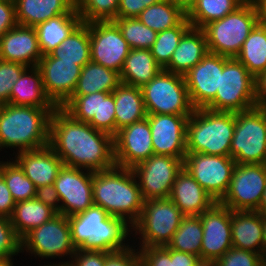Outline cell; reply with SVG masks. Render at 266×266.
<instances>
[{
	"label": "cell",
	"mask_w": 266,
	"mask_h": 266,
	"mask_svg": "<svg viewBox=\"0 0 266 266\" xmlns=\"http://www.w3.org/2000/svg\"><path fill=\"white\" fill-rule=\"evenodd\" d=\"M228 59L208 52L196 66L183 75L195 109L205 108L215 98L217 89H220V73Z\"/></svg>",
	"instance_id": "obj_18"
},
{
	"label": "cell",
	"mask_w": 266,
	"mask_h": 266,
	"mask_svg": "<svg viewBox=\"0 0 266 266\" xmlns=\"http://www.w3.org/2000/svg\"><path fill=\"white\" fill-rule=\"evenodd\" d=\"M257 211L261 213L262 215H266V188L262 195V199H261V202H260V205Z\"/></svg>",
	"instance_id": "obj_59"
},
{
	"label": "cell",
	"mask_w": 266,
	"mask_h": 266,
	"mask_svg": "<svg viewBox=\"0 0 266 266\" xmlns=\"http://www.w3.org/2000/svg\"><path fill=\"white\" fill-rule=\"evenodd\" d=\"M113 22L120 29L130 49H151L157 32L144 25L138 18H117Z\"/></svg>",
	"instance_id": "obj_41"
},
{
	"label": "cell",
	"mask_w": 266,
	"mask_h": 266,
	"mask_svg": "<svg viewBox=\"0 0 266 266\" xmlns=\"http://www.w3.org/2000/svg\"><path fill=\"white\" fill-rule=\"evenodd\" d=\"M16 202L12 198L7 184L0 174V215L10 217L13 213Z\"/></svg>",
	"instance_id": "obj_54"
},
{
	"label": "cell",
	"mask_w": 266,
	"mask_h": 266,
	"mask_svg": "<svg viewBox=\"0 0 266 266\" xmlns=\"http://www.w3.org/2000/svg\"><path fill=\"white\" fill-rule=\"evenodd\" d=\"M162 68L156 63L149 49H130L120 72L121 83L142 88Z\"/></svg>",
	"instance_id": "obj_30"
},
{
	"label": "cell",
	"mask_w": 266,
	"mask_h": 266,
	"mask_svg": "<svg viewBox=\"0 0 266 266\" xmlns=\"http://www.w3.org/2000/svg\"><path fill=\"white\" fill-rule=\"evenodd\" d=\"M119 0H75L82 23L117 19Z\"/></svg>",
	"instance_id": "obj_42"
},
{
	"label": "cell",
	"mask_w": 266,
	"mask_h": 266,
	"mask_svg": "<svg viewBox=\"0 0 266 266\" xmlns=\"http://www.w3.org/2000/svg\"><path fill=\"white\" fill-rule=\"evenodd\" d=\"M43 54L35 28L17 24L0 37V59L37 66Z\"/></svg>",
	"instance_id": "obj_22"
},
{
	"label": "cell",
	"mask_w": 266,
	"mask_h": 266,
	"mask_svg": "<svg viewBox=\"0 0 266 266\" xmlns=\"http://www.w3.org/2000/svg\"><path fill=\"white\" fill-rule=\"evenodd\" d=\"M255 104L256 107H266V70L255 77Z\"/></svg>",
	"instance_id": "obj_56"
},
{
	"label": "cell",
	"mask_w": 266,
	"mask_h": 266,
	"mask_svg": "<svg viewBox=\"0 0 266 266\" xmlns=\"http://www.w3.org/2000/svg\"><path fill=\"white\" fill-rule=\"evenodd\" d=\"M211 266H264V258L259 253L231 247Z\"/></svg>",
	"instance_id": "obj_47"
},
{
	"label": "cell",
	"mask_w": 266,
	"mask_h": 266,
	"mask_svg": "<svg viewBox=\"0 0 266 266\" xmlns=\"http://www.w3.org/2000/svg\"><path fill=\"white\" fill-rule=\"evenodd\" d=\"M112 93L115 102L116 134L121 128L146 118L141 88L121 83Z\"/></svg>",
	"instance_id": "obj_29"
},
{
	"label": "cell",
	"mask_w": 266,
	"mask_h": 266,
	"mask_svg": "<svg viewBox=\"0 0 266 266\" xmlns=\"http://www.w3.org/2000/svg\"><path fill=\"white\" fill-rule=\"evenodd\" d=\"M154 154L148 119L127 125L114 136L116 166L132 169Z\"/></svg>",
	"instance_id": "obj_19"
},
{
	"label": "cell",
	"mask_w": 266,
	"mask_h": 266,
	"mask_svg": "<svg viewBox=\"0 0 266 266\" xmlns=\"http://www.w3.org/2000/svg\"><path fill=\"white\" fill-rule=\"evenodd\" d=\"M22 254L35 259H62L67 265L76 248L73 245L68 217L57 213L49 221L33 228L22 239ZM65 258H69L67 261Z\"/></svg>",
	"instance_id": "obj_10"
},
{
	"label": "cell",
	"mask_w": 266,
	"mask_h": 266,
	"mask_svg": "<svg viewBox=\"0 0 266 266\" xmlns=\"http://www.w3.org/2000/svg\"><path fill=\"white\" fill-rule=\"evenodd\" d=\"M141 90L147 114L190 116L195 110L183 75L162 69Z\"/></svg>",
	"instance_id": "obj_8"
},
{
	"label": "cell",
	"mask_w": 266,
	"mask_h": 266,
	"mask_svg": "<svg viewBox=\"0 0 266 266\" xmlns=\"http://www.w3.org/2000/svg\"><path fill=\"white\" fill-rule=\"evenodd\" d=\"M189 117L171 114H147L154 154L173 156L184 160L187 153L186 126Z\"/></svg>",
	"instance_id": "obj_21"
},
{
	"label": "cell",
	"mask_w": 266,
	"mask_h": 266,
	"mask_svg": "<svg viewBox=\"0 0 266 266\" xmlns=\"http://www.w3.org/2000/svg\"><path fill=\"white\" fill-rule=\"evenodd\" d=\"M110 252L77 248L67 266H105Z\"/></svg>",
	"instance_id": "obj_49"
},
{
	"label": "cell",
	"mask_w": 266,
	"mask_h": 266,
	"mask_svg": "<svg viewBox=\"0 0 266 266\" xmlns=\"http://www.w3.org/2000/svg\"><path fill=\"white\" fill-rule=\"evenodd\" d=\"M13 156L36 187L54 184L64 165L49 145L40 149L21 151Z\"/></svg>",
	"instance_id": "obj_23"
},
{
	"label": "cell",
	"mask_w": 266,
	"mask_h": 266,
	"mask_svg": "<svg viewBox=\"0 0 266 266\" xmlns=\"http://www.w3.org/2000/svg\"><path fill=\"white\" fill-rule=\"evenodd\" d=\"M26 68L24 64L0 59V105L9 104L12 87Z\"/></svg>",
	"instance_id": "obj_46"
},
{
	"label": "cell",
	"mask_w": 266,
	"mask_h": 266,
	"mask_svg": "<svg viewBox=\"0 0 266 266\" xmlns=\"http://www.w3.org/2000/svg\"><path fill=\"white\" fill-rule=\"evenodd\" d=\"M255 7L259 23L266 25V0H256Z\"/></svg>",
	"instance_id": "obj_57"
},
{
	"label": "cell",
	"mask_w": 266,
	"mask_h": 266,
	"mask_svg": "<svg viewBox=\"0 0 266 266\" xmlns=\"http://www.w3.org/2000/svg\"><path fill=\"white\" fill-rule=\"evenodd\" d=\"M258 22L255 5H241L222 19L208 23L202 29L209 52L236 58L244 41Z\"/></svg>",
	"instance_id": "obj_7"
},
{
	"label": "cell",
	"mask_w": 266,
	"mask_h": 266,
	"mask_svg": "<svg viewBox=\"0 0 266 266\" xmlns=\"http://www.w3.org/2000/svg\"><path fill=\"white\" fill-rule=\"evenodd\" d=\"M0 266H15L14 263H5V264H0Z\"/></svg>",
	"instance_id": "obj_64"
},
{
	"label": "cell",
	"mask_w": 266,
	"mask_h": 266,
	"mask_svg": "<svg viewBox=\"0 0 266 266\" xmlns=\"http://www.w3.org/2000/svg\"><path fill=\"white\" fill-rule=\"evenodd\" d=\"M61 108L81 122L88 123L91 119H99L100 92L72 95Z\"/></svg>",
	"instance_id": "obj_43"
},
{
	"label": "cell",
	"mask_w": 266,
	"mask_h": 266,
	"mask_svg": "<svg viewBox=\"0 0 266 266\" xmlns=\"http://www.w3.org/2000/svg\"><path fill=\"white\" fill-rule=\"evenodd\" d=\"M183 161L173 156L153 154L134 166L131 170L143 200L169 198L174 181L183 169Z\"/></svg>",
	"instance_id": "obj_14"
},
{
	"label": "cell",
	"mask_w": 266,
	"mask_h": 266,
	"mask_svg": "<svg viewBox=\"0 0 266 266\" xmlns=\"http://www.w3.org/2000/svg\"><path fill=\"white\" fill-rule=\"evenodd\" d=\"M6 155L0 158V174L3 176L12 198L15 202L31 200L35 198L36 186L25 175L23 169L18 165L14 158L10 157V160Z\"/></svg>",
	"instance_id": "obj_39"
},
{
	"label": "cell",
	"mask_w": 266,
	"mask_h": 266,
	"mask_svg": "<svg viewBox=\"0 0 266 266\" xmlns=\"http://www.w3.org/2000/svg\"><path fill=\"white\" fill-rule=\"evenodd\" d=\"M266 188V164H236L220 203L232 211H257Z\"/></svg>",
	"instance_id": "obj_13"
},
{
	"label": "cell",
	"mask_w": 266,
	"mask_h": 266,
	"mask_svg": "<svg viewBox=\"0 0 266 266\" xmlns=\"http://www.w3.org/2000/svg\"><path fill=\"white\" fill-rule=\"evenodd\" d=\"M93 202L110 216L124 219L133 225L139 218L144 200L131 169L114 166L93 172Z\"/></svg>",
	"instance_id": "obj_4"
},
{
	"label": "cell",
	"mask_w": 266,
	"mask_h": 266,
	"mask_svg": "<svg viewBox=\"0 0 266 266\" xmlns=\"http://www.w3.org/2000/svg\"><path fill=\"white\" fill-rule=\"evenodd\" d=\"M58 261H56V263L55 262H48V263H45L44 265H43V263H42V265H36V266H67V265H65V264H63V263H61V262H58ZM50 263V264H49Z\"/></svg>",
	"instance_id": "obj_62"
},
{
	"label": "cell",
	"mask_w": 266,
	"mask_h": 266,
	"mask_svg": "<svg viewBox=\"0 0 266 266\" xmlns=\"http://www.w3.org/2000/svg\"><path fill=\"white\" fill-rule=\"evenodd\" d=\"M35 198L56 213H60V198L54 184L36 187Z\"/></svg>",
	"instance_id": "obj_53"
},
{
	"label": "cell",
	"mask_w": 266,
	"mask_h": 266,
	"mask_svg": "<svg viewBox=\"0 0 266 266\" xmlns=\"http://www.w3.org/2000/svg\"><path fill=\"white\" fill-rule=\"evenodd\" d=\"M105 266H143V263L138 249L132 244L127 249L110 252Z\"/></svg>",
	"instance_id": "obj_50"
},
{
	"label": "cell",
	"mask_w": 266,
	"mask_h": 266,
	"mask_svg": "<svg viewBox=\"0 0 266 266\" xmlns=\"http://www.w3.org/2000/svg\"><path fill=\"white\" fill-rule=\"evenodd\" d=\"M197 266H211V265L201 261Z\"/></svg>",
	"instance_id": "obj_63"
},
{
	"label": "cell",
	"mask_w": 266,
	"mask_h": 266,
	"mask_svg": "<svg viewBox=\"0 0 266 266\" xmlns=\"http://www.w3.org/2000/svg\"><path fill=\"white\" fill-rule=\"evenodd\" d=\"M190 27V22L185 18L178 26L157 33L156 40L150 51L156 63L162 69L170 63L180 39Z\"/></svg>",
	"instance_id": "obj_40"
},
{
	"label": "cell",
	"mask_w": 266,
	"mask_h": 266,
	"mask_svg": "<svg viewBox=\"0 0 266 266\" xmlns=\"http://www.w3.org/2000/svg\"><path fill=\"white\" fill-rule=\"evenodd\" d=\"M234 129V112L195 109L187 121L186 152L230 156Z\"/></svg>",
	"instance_id": "obj_5"
},
{
	"label": "cell",
	"mask_w": 266,
	"mask_h": 266,
	"mask_svg": "<svg viewBox=\"0 0 266 266\" xmlns=\"http://www.w3.org/2000/svg\"><path fill=\"white\" fill-rule=\"evenodd\" d=\"M120 84V73L90 61L82 67L72 95L112 93Z\"/></svg>",
	"instance_id": "obj_32"
},
{
	"label": "cell",
	"mask_w": 266,
	"mask_h": 266,
	"mask_svg": "<svg viewBox=\"0 0 266 266\" xmlns=\"http://www.w3.org/2000/svg\"><path fill=\"white\" fill-rule=\"evenodd\" d=\"M169 198L184 216H199L216 202L184 168L177 175Z\"/></svg>",
	"instance_id": "obj_24"
},
{
	"label": "cell",
	"mask_w": 266,
	"mask_h": 266,
	"mask_svg": "<svg viewBox=\"0 0 266 266\" xmlns=\"http://www.w3.org/2000/svg\"><path fill=\"white\" fill-rule=\"evenodd\" d=\"M22 253V240L16 234L10 217L0 215V264L13 263Z\"/></svg>",
	"instance_id": "obj_44"
},
{
	"label": "cell",
	"mask_w": 266,
	"mask_h": 266,
	"mask_svg": "<svg viewBox=\"0 0 266 266\" xmlns=\"http://www.w3.org/2000/svg\"><path fill=\"white\" fill-rule=\"evenodd\" d=\"M19 25L37 27L62 14H78L75 0H14Z\"/></svg>",
	"instance_id": "obj_25"
},
{
	"label": "cell",
	"mask_w": 266,
	"mask_h": 266,
	"mask_svg": "<svg viewBox=\"0 0 266 266\" xmlns=\"http://www.w3.org/2000/svg\"><path fill=\"white\" fill-rule=\"evenodd\" d=\"M162 0H119L117 18H137L150 5Z\"/></svg>",
	"instance_id": "obj_51"
},
{
	"label": "cell",
	"mask_w": 266,
	"mask_h": 266,
	"mask_svg": "<svg viewBox=\"0 0 266 266\" xmlns=\"http://www.w3.org/2000/svg\"><path fill=\"white\" fill-rule=\"evenodd\" d=\"M203 228L200 216H184L167 247L193 254L201 260Z\"/></svg>",
	"instance_id": "obj_38"
},
{
	"label": "cell",
	"mask_w": 266,
	"mask_h": 266,
	"mask_svg": "<svg viewBox=\"0 0 266 266\" xmlns=\"http://www.w3.org/2000/svg\"><path fill=\"white\" fill-rule=\"evenodd\" d=\"M137 247L143 266H172L171 249L162 247Z\"/></svg>",
	"instance_id": "obj_48"
},
{
	"label": "cell",
	"mask_w": 266,
	"mask_h": 266,
	"mask_svg": "<svg viewBox=\"0 0 266 266\" xmlns=\"http://www.w3.org/2000/svg\"><path fill=\"white\" fill-rule=\"evenodd\" d=\"M17 24L14 0H0V37Z\"/></svg>",
	"instance_id": "obj_52"
},
{
	"label": "cell",
	"mask_w": 266,
	"mask_h": 266,
	"mask_svg": "<svg viewBox=\"0 0 266 266\" xmlns=\"http://www.w3.org/2000/svg\"><path fill=\"white\" fill-rule=\"evenodd\" d=\"M9 104L43 109L57 108L45 94L42 75L37 66L27 67L14 83Z\"/></svg>",
	"instance_id": "obj_28"
},
{
	"label": "cell",
	"mask_w": 266,
	"mask_h": 266,
	"mask_svg": "<svg viewBox=\"0 0 266 266\" xmlns=\"http://www.w3.org/2000/svg\"><path fill=\"white\" fill-rule=\"evenodd\" d=\"M55 109L0 105V152L15 155L49 145L50 119ZM14 150H13V149Z\"/></svg>",
	"instance_id": "obj_3"
},
{
	"label": "cell",
	"mask_w": 266,
	"mask_h": 266,
	"mask_svg": "<svg viewBox=\"0 0 266 266\" xmlns=\"http://www.w3.org/2000/svg\"><path fill=\"white\" fill-rule=\"evenodd\" d=\"M62 61L84 66L91 61L89 23H81L63 42L50 53Z\"/></svg>",
	"instance_id": "obj_36"
},
{
	"label": "cell",
	"mask_w": 266,
	"mask_h": 266,
	"mask_svg": "<svg viewBox=\"0 0 266 266\" xmlns=\"http://www.w3.org/2000/svg\"><path fill=\"white\" fill-rule=\"evenodd\" d=\"M240 5H255L256 0H236Z\"/></svg>",
	"instance_id": "obj_61"
},
{
	"label": "cell",
	"mask_w": 266,
	"mask_h": 266,
	"mask_svg": "<svg viewBox=\"0 0 266 266\" xmlns=\"http://www.w3.org/2000/svg\"><path fill=\"white\" fill-rule=\"evenodd\" d=\"M183 217L182 212L170 198L144 201L140 216L132 225L131 237L133 239L131 241L133 240V245L146 247L167 246L179 228ZM134 239L136 240L134 241Z\"/></svg>",
	"instance_id": "obj_6"
},
{
	"label": "cell",
	"mask_w": 266,
	"mask_h": 266,
	"mask_svg": "<svg viewBox=\"0 0 266 266\" xmlns=\"http://www.w3.org/2000/svg\"><path fill=\"white\" fill-rule=\"evenodd\" d=\"M262 236H263V244H262V256L266 257V215H262Z\"/></svg>",
	"instance_id": "obj_58"
},
{
	"label": "cell",
	"mask_w": 266,
	"mask_h": 266,
	"mask_svg": "<svg viewBox=\"0 0 266 266\" xmlns=\"http://www.w3.org/2000/svg\"><path fill=\"white\" fill-rule=\"evenodd\" d=\"M199 216L203 228L201 261L212 265L233 247L231 209L215 202Z\"/></svg>",
	"instance_id": "obj_17"
},
{
	"label": "cell",
	"mask_w": 266,
	"mask_h": 266,
	"mask_svg": "<svg viewBox=\"0 0 266 266\" xmlns=\"http://www.w3.org/2000/svg\"><path fill=\"white\" fill-rule=\"evenodd\" d=\"M231 234L234 248L262 255V214L258 211H232Z\"/></svg>",
	"instance_id": "obj_27"
},
{
	"label": "cell",
	"mask_w": 266,
	"mask_h": 266,
	"mask_svg": "<svg viewBox=\"0 0 266 266\" xmlns=\"http://www.w3.org/2000/svg\"><path fill=\"white\" fill-rule=\"evenodd\" d=\"M42 75L45 94L56 107H61L73 94L82 66L44 55L37 65Z\"/></svg>",
	"instance_id": "obj_20"
},
{
	"label": "cell",
	"mask_w": 266,
	"mask_h": 266,
	"mask_svg": "<svg viewBox=\"0 0 266 266\" xmlns=\"http://www.w3.org/2000/svg\"><path fill=\"white\" fill-rule=\"evenodd\" d=\"M236 162L230 156H216L187 152L183 168L216 201L228 191Z\"/></svg>",
	"instance_id": "obj_12"
},
{
	"label": "cell",
	"mask_w": 266,
	"mask_h": 266,
	"mask_svg": "<svg viewBox=\"0 0 266 266\" xmlns=\"http://www.w3.org/2000/svg\"><path fill=\"white\" fill-rule=\"evenodd\" d=\"M236 59L254 77L266 70V25L259 22L256 24L244 41Z\"/></svg>",
	"instance_id": "obj_35"
},
{
	"label": "cell",
	"mask_w": 266,
	"mask_h": 266,
	"mask_svg": "<svg viewBox=\"0 0 266 266\" xmlns=\"http://www.w3.org/2000/svg\"><path fill=\"white\" fill-rule=\"evenodd\" d=\"M171 1L175 2L176 4L182 6L185 10H187L194 0H171Z\"/></svg>",
	"instance_id": "obj_60"
},
{
	"label": "cell",
	"mask_w": 266,
	"mask_h": 266,
	"mask_svg": "<svg viewBox=\"0 0 266 266\" xmlns=\"http://www.w3.org/2000/svg\"><path fill=\"white\" fill-rule=\"evenodd\" d=\"M137 18L158 33L178 26L186 18V10L171 0H162L146 7Z\"/></svg>",
	"instance_id": "obj_34"
},
{
	"label": "cell",
	"mask_w": 266,
	"mask_h": 266,
	"mask_svg": "<svg viewBox=\"0 0 266 266\" xmlns=\"http://www.w3.org/2000/svg\"><path fill=\"white\" fill-rule=\"evenodd\" d=\"M241 6L236 0H194L186 10L192 27L203 28L208 23L222 19Z\"/></svg>",
	"instance_id": "obj_37"
},
{
	"label": "cell",
	"mask_w": 266,
	"mask_h": 266,
	"mask_svg": "<svg viewBox=\"0 0 266 266\" xmlns=\"http://www.w3.org/2000/svg\"><path fill=\"white\" fill-rule=\"evenodd\" d=\"M254 107L255 77L239 60L229 58L220 73V89L205 109L237 113Z\"/></svg>",
	"instance_id": "obj_9"
},
{
	"label": "cell",
	"mask_w": 266,
	"mask_h": 266,
	"mask_svg": "<svg viewBox=\"0 0 266 266\" xmlns=\"http://www.w3.org/2000/svg\"><path fill=\"white\" fill-rule=\"evenodd\" d=\"M264 266H266V257L264 258Z\"/></svg>",
	"instance_id": "obj_65"
},
{
	"label": "cell",
	"mask_w": 266,
	"mask_h": 266,
	"mask_svg": "<svg viewBox=\"0 0 266 266\" xmlns=\"http://www.w3.org/2000/svg\"><path fill=\"white\" fill-rule=\"evenodd\" d=\"M92 182L93 172L63 165L54 181L60 214L69 217L93 206Z\"/></svg>",
	"instance_id": "obj_16"
},
{
	"label": "cell",
	"mask_w": 266,
	"mask_h": 266,
	"mask_svg": "<svg viewBox=\"0 0 266 266\" xmlns=\"http://www.w3.org/2000/svg\"><path fill=\"white\" fill-rule=\"evenodd\" d=\"M171 262L172 266H197L201 260L193 254L171 249Z\"/></svg>",
	"instance_id": "obj_55"
},
{
	"label": "cell",
	"mask_w": 266,
	"mask_h": 266,
	"mask_svg": "<svg viewBox=\"0 0 266 266\" xmlns=\"http://www.w3.org/2000/svg\"><path fill=\"white\" fill-rule=\"evenodd\" d=\"M91 61L121 72L130 47L113 21L89 22Z\"/></svg>",
	"instance_id": "obj_15"
},
{
	"label": "cell",
	"mask_w": 266,
	"mask_h": 266,
	"mask_svg": "<svg viewBox=\"0 0 266 266\" xmlns=\"http://www.w3.org/2000/svg\"><path fill=\"white\" fill-rule=\"evenodd\" d=\"M56 214L49 206L33 198L16 202L10 221L16 234L22 239L33 228L49 221Z\"/></svg>",
	"instance_id": "obj_33"
},
{
	"label": "cell",
	"mask_w": 266,
	"mask_h": 266,
	"mask_svg": "<svg viewBox=\"0 0 266 266\" xmlns=\"http://www.w3.org/2000/svg\"><path fill=\"white\" fill-rule=\"evenodd\" d=\"M230 157L236 164H266V112L263 108L235 113Z\"/></svg>",
	"instance_id": "obj_11"
},
{
	"label": "cell",
	"mask_w": 266,
	"mask_h": 266,
	"mask_svg": "<svg viewBox=\"0 0 266 266\" xmlns=\"http://www.w3.org/2000/svg\"><path fill=\"white\" fill-rule=\"evenodd\" d=\"M208 52L203 29L191 26L183 34L173 52L170 63L164 69L172 73L184 75L196 66Z\"/></svg>",
	"instance_id": "obj_26"
},
{
	"label": "cell",
	"mask_w": 266,
	"mask_h": 266,
	"mask_svg": "<svg viewBox=\"0 0 266 266\" xmlns=\"http://www.w3.org/2000/svg\"><path fill=\"white\" fill-rule=\"evenodd\" d=\"M88 123L95 129L106 132L113 137L116 135L113 93L100 92L99 119H91Z\"/></svg>",
	"instance_id": "obj_45"
},
{
	"label": "cell",
	"mask_w": 266,
	"mask_h": 266,
	"mask_svg": "<svg viewBox=\"0 0 266 266\" xmlns=\"http://www.w3.org/2000/svg\"><path fill=\"white\" fill-rule=\"evenodd\" d=\"M82 23L79 14H62L35 27L40 50L48 55Z\"/></svg>",
	"instance_id": "obj_31"
},
{
	"label": "cell",
	"mask_w": 266,
	"mask_h": 266,
	"mask_svg": "<svg viewBox=\"0 0 266 266\" xmlns=\"http://www.w3.org/2000/svg\"><path fill=\"white\" fill-rule=\"evenodd\" d=\"M70 233L75 248L114 252L127 249L132 226L124 219L110 216L100 206L69 216Z\"/></svg>",
	"instance_id": "obj_2"
},
{
	"label": "cell",
	"mask_w": 266,
	"mask_h": 266,
	"mask_svg": "<svg viewBox=\"0 0 266 266\" xmlns=\"http://www.w3.org/2000/svg\"><path fill=\"white\" fill-rule=\"evenodd\" d=\"M49 146L65 166L99 172L114 167V137L75 120L63 108L51 115Z\"/></svg>",
	"instance_id": "obj_1"
}]
</instances>
